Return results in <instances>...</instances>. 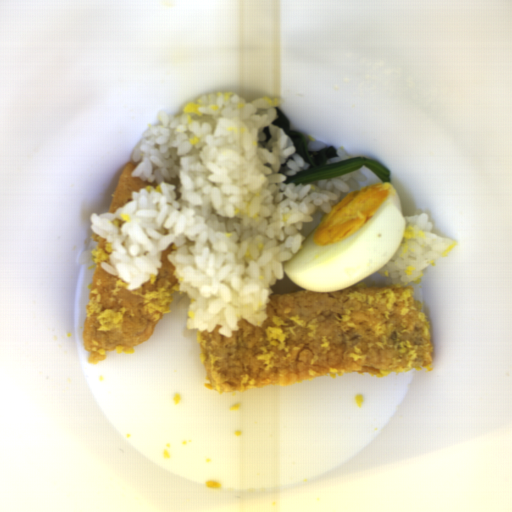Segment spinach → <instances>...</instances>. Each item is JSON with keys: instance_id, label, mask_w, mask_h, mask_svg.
Instances as JSON below:
<instances>
[{"instance_id": "1", "label": "spinach", "mask_w": 512, "mask_h": 512, "mask_svg": "<svg viewBox=\"0 0 512 512\" xmlns=\"http://www.w3.org/2000/svg\"><path fill=\"white\" fill-rule=\"evenodd\" d=\"M277 117L271 124L282 128L291 138L297 154L309 164L308 168L300 171L296 175L287 176L284 184L294 183L295 185H305L316 180L336 178L352 174L363 167L371 170L382 182L391 184L390 170L366 157H353L344 160L327 163V161L339 157L338 151L333 146H324L318 150H310L304 133L300 130L292 129L289 118L279 108L275 107Z\"/></svg>"}]
</instances>
